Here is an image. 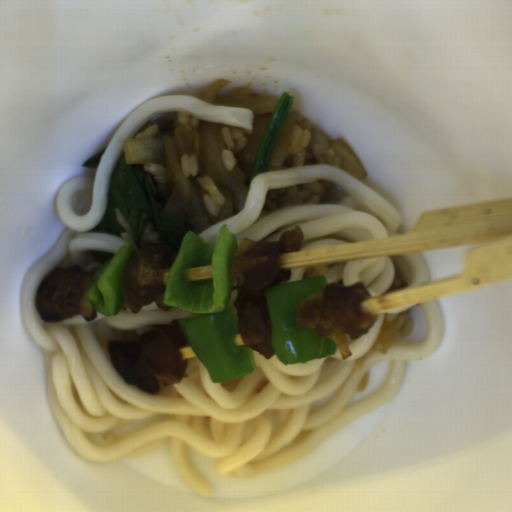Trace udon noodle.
Segmentation results:
<instances>
[{
  "mask_svg": "<svg viewBox=\"0 0 512 512\" xmlns=\"http://www.w3.org/2000/svg\"><path fill=\"white\" fill-rule=\"evenodd\" d=\"M162 112L252 130L255 119L249 108L216 105L187 94L156 97L135 107L116 128L97 167L59 188L54 204L67 228L23 274L20 314L41 350L52 415L82 458L95 463L144 457L166 446L181 479L206 499L213 489L189 462L186 444L216 458L219 476L245 479L274 472L398 396L406 362L432 356L442 344L445 317L436 300L418 303L427 329L424 339L403 342L394 337L387 353L374 348L387 313L349 343L352 355L346 360L337 348L318 360L295 364H284L275 353L266 359L252 350L253 372L228 382H213L187 344L180 350L187 377L179 383L156 395L129 385L110 360L108 342L139 341L155 326L196 314L159 308L152 301L136 313L123 306L115 315L96 310L91 321L77 315L46 323L36 310V298L54 268L78 265L91 272L102 266L91 251L115 255L128 245L121 235L89 232L106 214L109 183L125 142ZM387 360L392 361L388 380L369 398L348 405L363 374Z\"/></svg>",
  "mask_w": 512,
  "mask_h": 512,
  "instance_id": "obj_1",
  "label": "udon noodle"
},
{
  "mask_svg": "<svg viewBox=\"0 0 512 512\" xmlns=\"http://www.w3.org/2000/svg\"><path fill=\"white\" fill-rule=\"evenodd\" d=\"M323 179L335 183L347 194L334 204L296 205L262 211L269 189ZM247 191L241 212L197 235L215 244L220 228L227 225L238 246L245 238L257 242L278 241L283 233L300 225L302 246L299 250H303L395 236L404 218L361 179L329 163L266 169L250 180Z\"/></svg>",
  "mask_w": 512,
  "mask_h": 512,
  "instance_id": "obj_2",
  "label": "udon noodle"
},
{
  "mask_svg": "<svg viewBox=\"0 0 512 512\" xmlns=\"http://www.w3.org/2000/svg\"><path fill=\"white\" fill-rule=\"evenodd\" d=\"M396 267L406 283L403 287L428 284L431 280L428 267L418 251L333 264L324 276L327 284L341 280L343 286L348 287L360 282L367 289L368 298H373L390 289Z\"/></svg>",
  "mask_w": 512,
  "mask_h": 512,
  "instance_id": "obj_3",
  "label": "udon noodle"
},
{
  "mask_svg": "<svg viewBox=\"0 0 512 512\" xmlns=\"http://www.w3.org/2000/svg\"><path fill=\"white\" fill-rule=\"evenodd\" d=\"M305 269H306V266L300 267V268H295V269H289L291 272V277L286 282L302 281ZM282 283H285V282H282ZM282 283H280V284H282Z\"/></svg>",
  "mask_w": 512,
  "mask_h": 512,
  "instance_id": "obj_4",
  "label": "udon noodle"
}]
</instances>
